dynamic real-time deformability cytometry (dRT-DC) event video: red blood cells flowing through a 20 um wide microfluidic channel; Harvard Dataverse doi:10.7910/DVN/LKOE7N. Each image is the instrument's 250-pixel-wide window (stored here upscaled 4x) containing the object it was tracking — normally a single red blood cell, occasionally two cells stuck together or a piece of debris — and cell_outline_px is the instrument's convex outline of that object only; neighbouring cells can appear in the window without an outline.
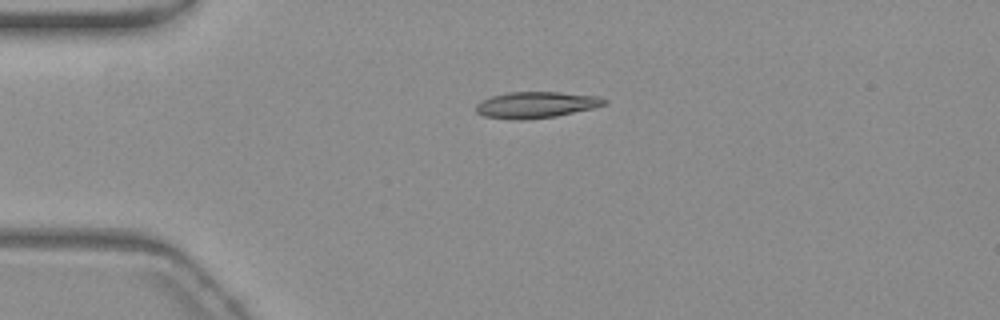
{"species": "common noctule bat (a hibernating species)", "species_latin": "Nyctalus noctula", "temperature_condition": "warm", "stored_images_in_passage": 43, "camera_frame_rate_fps": 3000, "um_per_image_px": 0.085, "animal": {"sex": "female", "body_mass_g": 19.3, "forearm_length_mm": 54.1}, "frame": {"image": 1, "passage_image": 1, "time_ms": 0.0, "image_size_px": [1000, 320], "cell_outline_px": [[608, 104], [592, 108], [556, 116], [520, 120], [484, 116], [476, 112], [476, 104], [492, 96], [508, 92], [560, 92], [596, 96], [608, 100]], "centroid_in_image_um": [45.58, 8.9], "position_along_channel_um": 39.4, "area_um2": 19.42}}
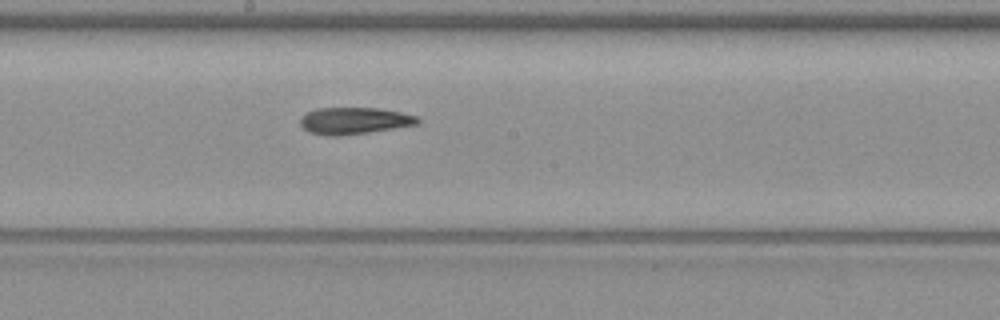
{"frame": {"image": 2, "passage_image": 18, "time_ms": 5.667, "image_size_px": [1000, 320], "cell_outline_px": [[420, 120], [416, 124], [368, 132], [340, 136], [328, 136], [308, 132], [300, 124], [300, 116], [316, 108], [380, 108], [400, 112], [416, 116]], "centroid_in_image_um": [30.05, 10.26], "position_along_channel_um": 218.2, "area_um2": 18.21}}
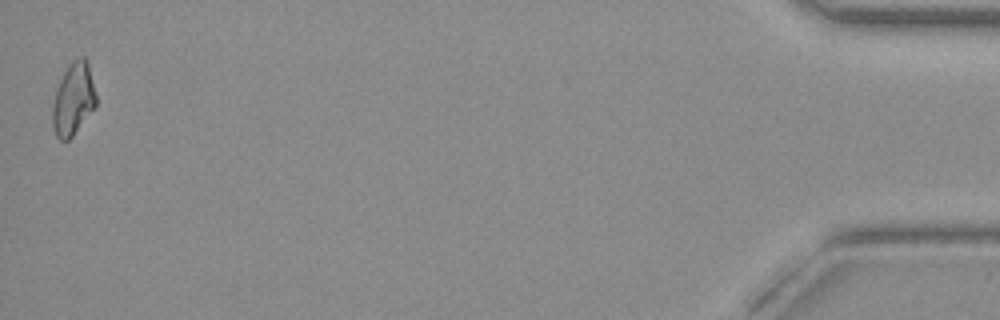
{"frame": {"image": 3, "passage_image": 43, "time_ms": 14.0, "image_size_px": [1000, 320], "cell_outline_px": [[96, 108], [72, 136], [68, 140], [60, 140], [56, 136], [52, 128], [52, 104], [56, 88], [64, 72], [72, 60], [80, 56], [84, 56], [88, 60], [96, 96]], "centroid_in_image_um": [6.23, 8.42], "position_along_channel_um": 429.0, "area_um2": 18.67}}